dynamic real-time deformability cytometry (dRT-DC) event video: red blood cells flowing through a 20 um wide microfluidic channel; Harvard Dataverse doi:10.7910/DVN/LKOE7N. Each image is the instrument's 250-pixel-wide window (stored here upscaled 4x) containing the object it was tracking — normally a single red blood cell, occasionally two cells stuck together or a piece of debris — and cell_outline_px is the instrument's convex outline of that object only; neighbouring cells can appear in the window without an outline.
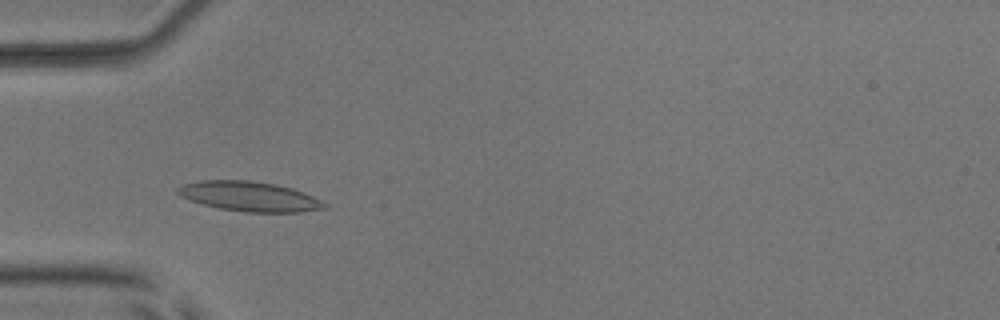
{"species": "common noctule bat (a hibernating species)", "species_latin": "Nyctalus noctula", "temperature_condition": "room temperature", "stored_images_in_passage": 49, "camera_frame_rate_fps": 3000, "um_per_image_px": 0.085, "animal": {"sex": "male", "body_mass_g": 17.9, "forearm_length_mm": 54.2}, "frame": {"image": 1, "passage_image": 13, "time_ms": 4.0, "image_size_px": [1000, 320], "cell_outline_px": [[328, 208], [300, 212], [244, 212], [220, 208], [204, 204], [180, 196], [176, 192], [176, 188], [180, 184], [200, 180], [252, 180], [276, 184], [292, 188], [304, 192], [328, 204]], "centroid_in_image_um": [21.2, 16.68], "position_along_channel_um": 63.8, "area_um2": 25.61}}
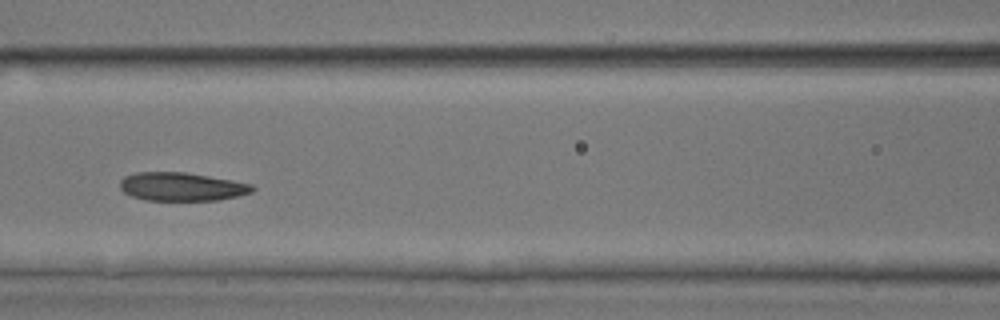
{"frame": {"image": 2, "passage_image": 20, "time_ms": 6.333, "image_size_px": [1000, 320], "cell_outline_px": [[256, 188], [252, 192], [240, 196], [220, 200], [144, 200], [132, 196], [124, 192], [120, 188], [120, 180], [124, 176], [136, 172], [184, 172], [232, 180], [252, 184]], "centroid_in_image_um": [15.45, 15.87], "position_along_channel_um": 151.1, "area_um2": 22.02}}
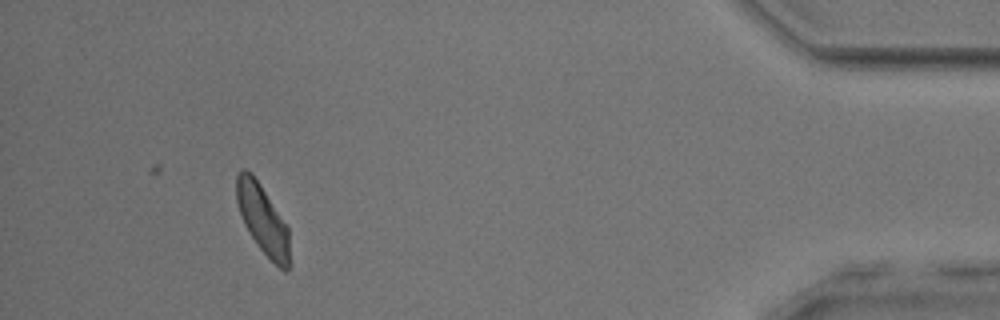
{"frame": {"image": 3, "passage_image": 45, "time_ms": 14.667, "image_size_px": [1000, 320], "cell_outline_px": [[292, 264], [284, 272], [260, 248], [244, 224], [236, 200], [236, 176], [244, 168], [252, 172], [260, 184], [288, 228]], "centroid_in_image_um": [22.35, 18.67], "position_along_channel_um": 412.8, "area_um2": 21.27}, "authors_computed_cell_mechanics": {"area_um2": 22.9466, "velocity_mm_per_s": 3.855, "shape_relaxation_time_tau1_ms": 4.7861, "shape_relaxation_time_tau2_ms": 2.9503, "deformation_change_tau1": 0.1232, "deformation_change_tau2": 0.0779}}